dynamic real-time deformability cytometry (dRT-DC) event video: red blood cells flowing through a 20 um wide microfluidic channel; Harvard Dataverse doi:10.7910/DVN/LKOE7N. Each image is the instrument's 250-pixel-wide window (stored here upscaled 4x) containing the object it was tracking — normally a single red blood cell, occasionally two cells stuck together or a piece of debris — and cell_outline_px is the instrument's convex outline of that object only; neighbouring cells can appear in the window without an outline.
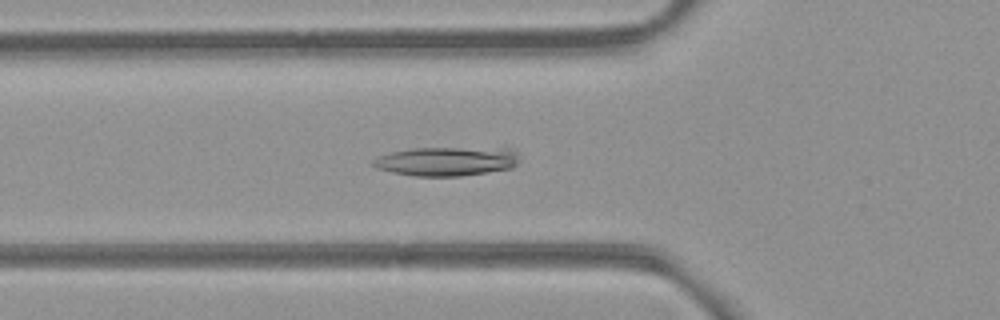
{"species": "common noctule bat (a hibernating species)", "species_latin": "Nyctalus noctula", "temperature_condition": "room temperature", "stored_images_in_passage": 12, "camera_frame_rate_fps": 3000, "um_per_image_px": 0.085, "animal": {"sex": "female", "body_mass_g": 21.9}, "frame": {"image": 1, "passage_image": 6, "time_ms": 1.667, "image_size_px": [1000, 320], "cell_outline_px": [[520, 160], [512, 168], [460, 176], [416, 176], [392, 172], [376, 168], [372, 164], [372, 160], [376, 156], [392, 152], [412, 148], [508, 148], [516, 152]], "centroid_in_image_um": [37.95, 13.7], "position_along_channel_um": 87.8, "area_um2": 24.8}}
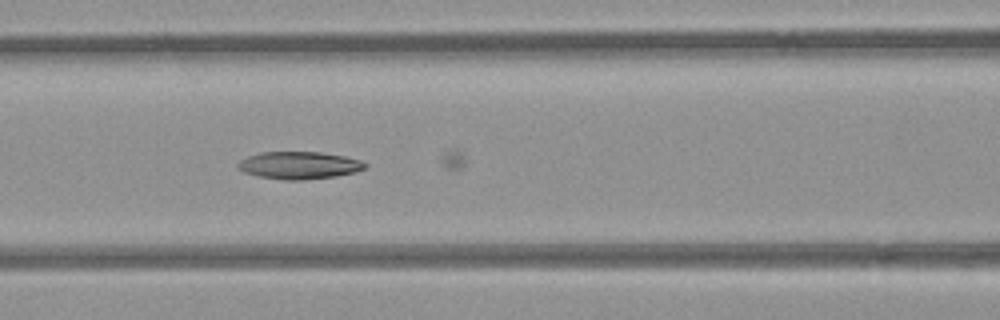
{"frame": {"image": 2, "passage_image": 10, "time_ms": 3.0, "image_size_px": [1000, 320], "cell_outline_px": [[368, 168], [356, 172], [336, 176], [304, 180], [284, 180], [260, 176], [244, 172], [236, 168], [236, 164], [240, 160], [248, 156], [260, 152], [320, 152], [344, 156], [360, 160], [368, 164]], "centroid_in_image_um": [25.44, 14.05], "position_along_channel_um": 141.2, "area_um2": 20.46}}